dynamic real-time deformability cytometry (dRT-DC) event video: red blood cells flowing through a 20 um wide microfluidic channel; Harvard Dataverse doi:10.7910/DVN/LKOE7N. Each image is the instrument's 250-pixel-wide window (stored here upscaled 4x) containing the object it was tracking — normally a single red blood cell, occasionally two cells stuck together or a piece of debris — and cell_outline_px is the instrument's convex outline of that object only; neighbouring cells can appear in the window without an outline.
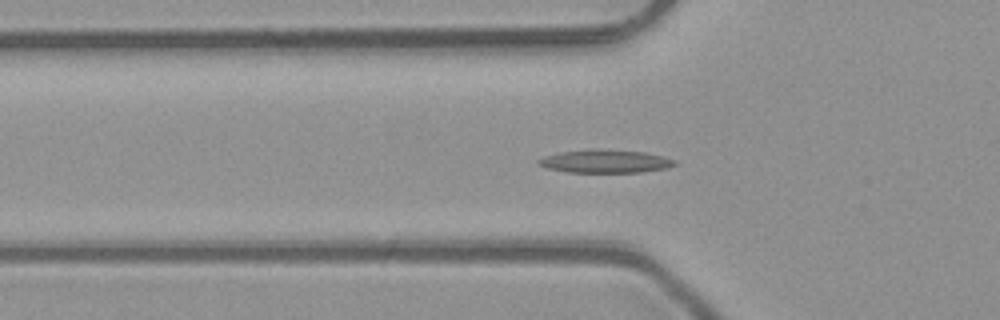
{"species": "common noctule bat (a hibernating species)", "species_latin": "Nyctalus noctula", "temperature_condition": "room temperature", "stored_images_in_passage": 52, "camera_frame_rate_fps": 3000, "um_per_image_px": 0.085, "animal": {"sex": "male", "body_mass_g": 23.1, "forearm_length_mm": 52.7}, "frame": {"image": 1, "passage_image": 18, "time_ms": 5.667, "image_size_px": [1000, 320], "cell_outline_px": [[676, 164], [668, 168], [640, 172], [568, 172], [548, 168], [536, 164], [536, 160], [544, 156], [560, 152], [592, 148], [644, 152], [664, 156], [676, 160]], "centroid_in_image_um": [51.43, 13.7], "position_along_channel_um": 74.4, "area_um2": 18.5}}
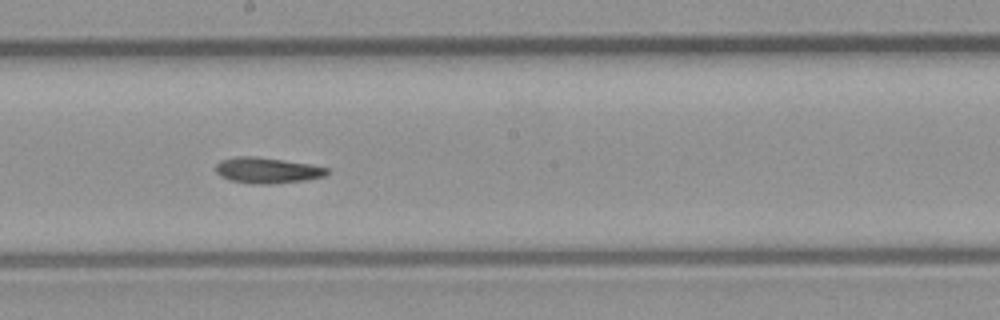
{"frame": {"image": 2, "passage_image": 29, "time_ms": 9.333, "image_size_px": [1000, 320], "cell_outline_px": [[328, 172], [324, 176], [304, 180], [272, 184], [252, 184], [232, 180], [220, 176], [216, 172], [216, 164], [220, 160], [236, 156], [252, 156], [284, 160], [308, 164], [328, 168]], "centroid_in_image_um": [22.67, 14.48], "position_along_channel_um": 225.5, "area_um2": 16.59}}
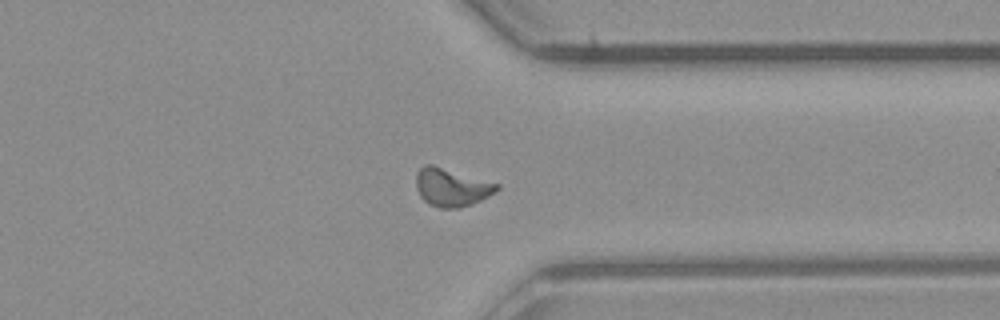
{"frame": {"image": 3, "passage_image": 40, "time_ms": 13.0, "image_size_px": [1000, 320], "cell_outline_px": [[500, 188], [496, 192], [472, 204], [460, 208], [440, 208], [428, 204], [420, 196], [416, 188], [416, 172], [424, 164], [432, 164], [500, 184]], "centroid_in_image_um": [38.37, 15.92], "position_along_channel_um": 373.0, "area_um2": 18.03}, "authors_computed_cell_mechanics": {"area_um2": 16.9354, "velocity_mm_per_s": 4.0854, "shape_relaxation_time_tau1_ms": 5.2285, "shape_relaxation_time_tau2_ms": 6.9736, "deformation_change_tau1": 0.1684, "deformation_change_tau2": 0.1385}}